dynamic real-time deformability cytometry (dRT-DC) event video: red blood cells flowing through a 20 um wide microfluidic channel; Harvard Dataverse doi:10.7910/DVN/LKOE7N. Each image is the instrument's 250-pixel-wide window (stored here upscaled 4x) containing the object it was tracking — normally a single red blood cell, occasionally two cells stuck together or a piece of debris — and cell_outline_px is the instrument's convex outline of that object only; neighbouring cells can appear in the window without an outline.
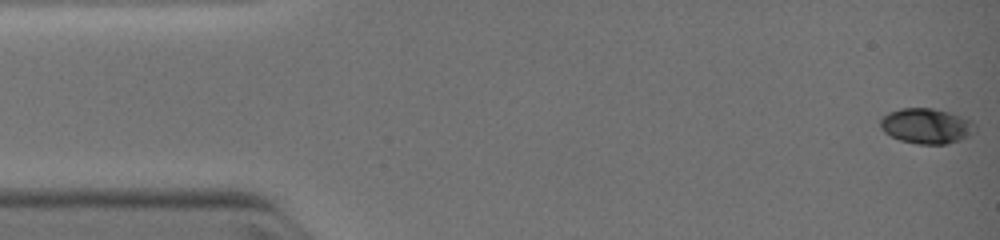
{"species": "common noctule bat (a hibernating species)", "species_latin": "Nyctalus noctula", "temperature_condition": "warm", "stored_images_in_passage": 40, "camera_frame_rate_fps": 3000, "um_per_image_px": 0.085, "animal": {"sex": "female", "body_mass_g": 19.0, "forearm_length_mm": 51.5}, "frame": {"image": 1, "passage_image": 1, "time_ms": 0.0, "image_size_px": [1000, 240], "cell_outline_px": [[976, 124], [968, 136], [948, 144], [920, 144], [900, 140], [884, 132], [880, 128], [880, 120], [888, 112], [900, 108], [932, 108], [948, 112], [972, 120]], "centroid_in_image_um": [78.71, 10.7], "position_along_channel_um": 6.3, "area_um2": 19.31}}
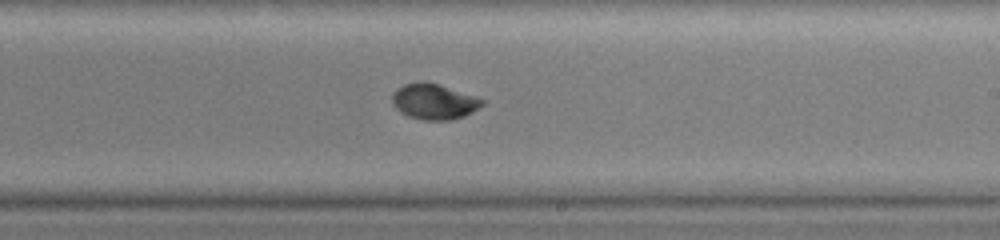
{"frame": {"image": 2, "passage_image": 17, "time_ms": 7.333, "image_size_px": [1000, 240], "cell_outline_px": [[484, 104], [472, 112], [464, 116], [452, 120], [424, 120], [408, 116], [400, 112], [392, 104], [392, 96], [396, 88], [404, 84], [416, 80], [424, 80], [440, 84], [476, 96], [484, 100]], "centroid_in_image_um": [36.87, 8.61], "position_along_channel_um": 252.1, "area_um2": 19.02}}
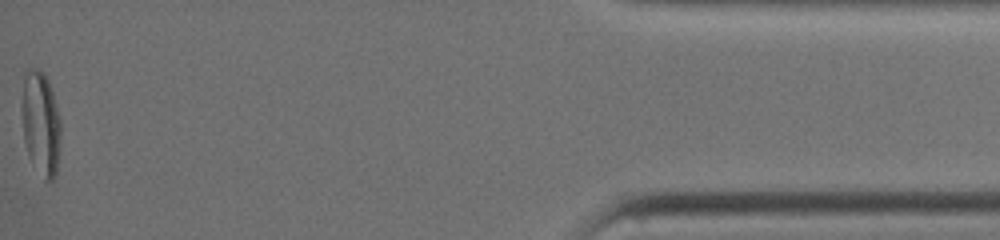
{"frame": {"image": 3, "passage_image": 40, "time_ms": 12.667, "image_size_px": [1000, 240], "cell_outline_px": [[60, 140], [56, 172], [52, 180], [44, 180], [28, 152], [24, 140], [24, 80], [28, 68], [36, 68], [44, 72], [48, 80], [52, 92], [60, 120]], "centroid_in_image_um": [3.51, 10.47], "position_along_channel_um": 431.7, "area_um2": 22.48}}